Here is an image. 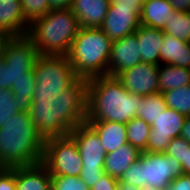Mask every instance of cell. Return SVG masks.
<instances>
[{
	"label": "cell",
	"mask_w": 190,
	"mask_h": 190,
	"mask_svg": "<svg viewBox=\"0 0 190 190\" xmlns=\"http://www.w3.org/2000/svg\"><path fill=\"white\" fill-rule=\"evenodd\" d=\"M140 4H143L145 1H148V0H137Z\"/></svg>",
	"instance_id": "ee69618b"
},
{
	"label": "cell",
	"mask_w": 190,
	"mask_h": 190,
	"mask_svg": "<svg viewBox=\"0 0 190 190\" xmlns=\"http://www.w3.org/2000/svg\"><path fill=\"white\" fill-rule=\"evenodd\" d=\"M9 67V89L23 78H56V67L45 61L27 37H11L2 54Z\"/></svg>",
	"instance_id": "8992f818"
},
{
	"label": "cell",
	"mask_w": 190,
	"mask_h": 190,
	"mask_svg": "<svg viewBox=\"0 0 190 190\" xmlns=\"http://www.w3.org/2000/svg\"><path fill=\"white\" fill-rule=\"evenodd\" d=\"M164 64L190 68V43L165 34L160 47V65Z\"/></svg>",
	"instance_id": "d6986e66"
},
{
	"label": "cell",
	"mask_w": 190,
	"mask_h": 190,
	"mask_svg": "<svg viewBox=\"0 0 190 190\" xmlns=\"http://www.w3.org/2000/svg\"><path fill=\"white\" fill-rule=\"evenodd\" d=\"M190 85V68L170 64L160 65L159 91L177 89Z\"/></svg>",
	"instance_id": "7402d4cb"
},
{
	"label": "cell",
	"mask_w": 190,
	"mask_h": 190,
	"mask_svg": "<svg viewBox=\"0 0 190 190\" xmlns=\"http://www.w3.org/2000/svg\"><path fill=\"white\" fill-rule=\"evenodd\" d=\"M20 1L0 0V29L11 37H22L28 33Z\"/></svg>",
	"instance_id": "2e32d148"
},
{
	"label": "cell",
	"mask_w": 190,
	"mask_h": 190,
	"mask_svg": "<svg viewBox=\"0 0 190 190\" xmlns=\"http://www.w3.org/2000/svg\"><path fill=\"white\" fill-rule=\"evenodd\" d=\"M184 174L190 175V149H186L185 163L182 164Z\"/></svg>",
	"instance_id": "60d3db41"
},
{
	"label": "cell",
	"mask_w": 190,
	"mask_h": 190,
	"mask_svg": "<svg viewBox=\"0 0 190 190\" xmlns=\"http://www.w3.org/2000/svg\"><path fill=\"white\" fill-rule=\"evenodd\" d=\"M117 186L118 179L105 173L91 188V190H117Z\"/></svg>",
	"instance_id": "d6a6232c"
},
{
	"label": "cell",
	"mask_w": 190,
	"mask_h": 190,
	"mask_svg": "<svg viewBox=\"0 0 190 190\" xmlns=\"http://www.w3.org/2000/svg\"><path fill=\"white\" fill-rule=\"evenodd\" d=\"M18 112L11 89L0 88V128Z\"/></svg>",
	"instance_id": "83f0119b"
},
{
	"label": "cell",
	"mask_w": 190,
	"mask_h": 190,
	"mask_svg": "<svg viewBox=\"0 0 190 190\" xmlns=\"http://www.w3.org/2000/svg\"><path fill=\"white\" fill-rule=\"evenodd\" d=\"M112 42L100 28L80 27L68 54L56 66L57 84L66 97L83 82L108 75Z\"/></svg>",
	"instance_id": "3957f363"
},
{
	"label": "cell",
	"mask_w": 190,
	"mask_h": 190,
	"mask_svg": "<svg viewBox=\"0 0 190 190\" xmlns=\"http://www.w3.org/2000/svg\"><path fill=\"white\" fill-rule=\"evenodd\" d=\"M60 112H18L0 128V167L42 162L44 141Z\"/></svg>",
	"instance_id": "7a4b0ae2"
},
{
	"label": "cell",
	"mask_w": 190,
	"mask_h": 190,
	"mask_svg": "<svg viewBox=\"0 0 190 190\" xmlns=\"http://www.w3.org/2000/svg\"><path fill=\"white\" fill-rule=\"evenodd\" d=\"M25 21L30 25L49 11L48 0H20Z\"/></svg>",
	"instance_id": "4316f807"
},
{
	"label": "cell",
	"mask_w": 190,
	"mask_h": 190,
	"mask_svg": "<svg viewBox=\"0 0 190 190\" xmlns=\"http://www.w3.org/2000/svg\"><path fill=\"white\" fill-rule=\"evenodd\" d=\"M84 121L98 134L106 154L127 143L126 124L111 121Z\"/></svg>",
	"instance_id": "ac0fdd59"
},
{
	"label": "cell",
	"mask_w": 190,
	"mask_h": 190,
	"mask_svg": "<svg viewBox=\"0 0 190 190\" xmlns=\"http://www.w3.org/2000/svg\"><path fill=\"white\" fill-rule=\"evenodd\" d=\"M186 149H190V143L179 136L172 139L165 154L175 158L182 165L185 163Z\"/></svg>",
	"instance_id": "f546056e"
},
{
	"label": "cell",
	"mask_w": 190,
	"mask_h": 190,
	"mask_svg": "<svg viewBox=\"0 0 190 190\" xmlns=\"http://www.w3.org/2000/svg\"><path fill=\"white\" fill-rule=\"evenodd\" d=\"M10 39L11 36L7 32L0 29V56H2L4 51V46Z\"/></svg>",
	"instance_id": "f35d334b"
},
{
	"label": "cell",
	"mask_w": 190,
	"mask_h": 190,
	"mask_svg": "<svg viewBox=\"0 0 190 190\" xmlns=\"http://www.w3.org/2000/svg\"><path fill=\"white\" fill-rule=\"evenodd\" d=\"M183 174L182 165L175 158L165 153L142 151L118 182L139 189L150 186L165 190L174 179Z\"/></svg>",
	"instance_id": "5b68a950"
},
{
	"label": "cell",
	"mask_w": 190,
	"mask_h": 190,
	"mask_svg": "<svg viewBox=\"0 0 190 190\" xmlns=\"http://www.w3.org/2000/svg\"><path fill=\"white\" fill-rule=\"evenodd\" d=\"M117 190H140L138 187H133L131 185L118 182Z\"/></svg>",
	"instance_id": "b9f144b4"
},
{
	"label": "cell",
	"mask_w": 190,
	"mask_h": 190,
	"mask_svg": "<svg viewBox=\"0 0 190 190\" xmlns=\"http://www.w3.org/2000/svg\"><path fill=\"white\" fill-rule=\"evenodd\" d=\"M42 163L50 175L79 177L82 171L78 145L57 121L46 134Z\"/></svg>",
	"instance_id": "ba28073f"
},
{
	"label": "cell",
	"mask_w": 190,
	"mask_h": 190,
	"mask_svg": "<svg viewBox=\"0 0 190 190\" xmlns=\"http://www.w3.org/2000/svg\"><path fill=\"white\" fill-rule=\"evenodd\" d=\"M104 174V168H82L79 178L91 189Z\"/></svg>",
	"instance_id": "1f68e13d"
},
{
	"label": "cell",
	"mask_w": 190,
	"mask_h": 190,
	"mask_svg": "<svg viewBox=\"0 0 190 190\" xmlns=\"http://www.w3.org/2000/svg\"><path fill=\"white\" fill-rule=\"evenodd\" d=\"M165 34L190 43V12L175 11L162 29Z\"/></svg>",
	"instance_id": "d4e9b609"
},
{
	"label": "cell",
	"mask_w": 190,
	"mask_h": 190,
	"mask_svg": "<svg viewBox=\"0 0 190 190\" xmlns=\"http://www.w3.org/2000/svg\"><path fill=\"white\" fill-rule=\"evenodd\" d=\"M140 190H163V189L153 188V187H150V186H144V187L141 188Z\"/></svg>",
	"instance_id": "7bdbcfd3"
},
{
	"label": "cell",
	"mask_w": 190,
	"mask_h": 190,
	"mask_svg": "<svg viewBox=\"0 0 190 190\" xmlns=\"http://www.w3.org/2000/svg\"><path fill=\"white\" fill-rule=\"evenodd\" d=\"M180 136L190 143V117L186 118Z\"/></svg>",
	"instance_id": "74e56055"
},
{
	"label": "cell",
	"mask_w": 190,
	"mask_h": 190,
	"mask_svg": "<svg viewBox=\"0 0 190 190\" xmlns=\"http://www.w3.org/2000/svg\"><path fill=\"white\" fill-rule=\"evenodd\" d=\"M141 62V52L137 35H127L112 42L108 61V75L116 77L126 69H130Z\"/></svg>",
	"instance_id": "4fadbf2b"
},
{
	"label": "cell",
	"mask_w": 190,
	"mask_h": 190,
	"mask_svg": "<svg viewBox=\"0 0 190 190\" xmlns=\"http://www.w3.org/2000/svg\"><path fill=\"white\" fill-rule=\"evenodd\" d=\"M165 109H167V105L163 93L161 91L155 92L148 96H142L136 117L152 125Z\"/></svg>",
	"instance_id": "603a6c76"
},
{
	"label": "cell",
	"mask_w": 190,
	"mask_h": 190,
	"mask_svg": "<svg viewBox=\"0 0 190 190\" xmlns=\"http://www.w3.org/2000/svg\"><path fill=\"white\" fill-rule=\"evenodd\" d=\"M165 190H190V175L183 174L179 176Z\"/></svg>",
	"instance_id": "836d02e7"
},
{
	"label": "cell",
	"mask_w": 190,
	"mask_h": 190,
	"mask_svg": "<svg viewBox=\"0 0 190 190\" xmlns=\"http://www.w3.org/2000/svg\"><path fill=\"white\" fill-rule=\"evenodd\" d=\"M141 7L133 5L110 4L100 29L112 40H119L135 33L140 24Z\"/></svg>",
	"instance_id": "8fae6325"
},
{
	"label": "cell",
	"mask_w": 190,
	"mask_h": 190,
	"mask_svg": "<svg viewBox=\"0 0 190 190\" xmlns=\"http://www.w3.org/2000/svg\"><path fill=\"white\" fill-rule=\"evenodd\" d=\"M141 52V62L160 65V47L164 39V31L141 25L136 31Z\"/></svg>",
	"instance_id": "e0dca14e"
},
{
	"label": "cell",
	"mask_w": 190,
	"mask_h": 190,
	"mask_svg": "<svg viewBox=\"0 0 190 190\" xmlns=\"http://www.w3.org/2000/svg\"><path fill=\"white\" fill-rule=\"evenodd\" d=\"M15 183L16 190H51V175L42 162L15 167Z\"/></svg>",
	"instance_id": "9a60e30c"
},
{
	"label": "cell",
	"mask_w": 190,
	"mask_h": 190,
	"mask_svg": "<svg viewBox=\"0 0 190 190\" xmlns=\"http://www.w3.org/2000/svg\"><path fill=\"white\" fill-rule=\"evenodd\" d=\"M11 91L19 112H61L67 105L57 78H23Z\"/></svg>",
	"instance_id": "52a82bcc"
},
{
	"label": "cell",
	"mask_w": 190,
	"mask_h": 190,
	"mask_svg": "<svg viewBox=\"0 0 190 190\" xmlns=\"http://www.w3.org/2000/svg\"><path fill=\"white\" fill-rule=\"evenodd\" d=\"M0 88L9 89V67L3 56H0Z\"/></svg>",
	"instance_id": "e575fe53"
},
{
	"label": "cell",
	"mask_w": 190,
	"mask_h": 190,
	"mask_svg": "<svg viewBox=\"0 0 190 190\" xmlns=\"http://www.w3.org/2000/svg\"><path fill=\"white\" fill-rule=\"evenodd\" d=\"M0 190H16L15 167H0Z\"/></svg>",
	"instance_id": "4dcf8cb0"
},
{
	"label": "cell",
	"mask_w": 190,
	"mask_h": 190,
	"mask_svg": "<svg viewBox=\"0 0 190 190\" xmlns=\"http://www.w3.org/2000/svg\"><path fill=\"white\" fill-rule=\"evenodd\" d=\"M140 154L141 151L129 143L120 146L117 150L106 154L104 172L119 179L126 169L140 157Z\"/></svg>",
	"instance_id": "ffe728a7"
},
{
	"label": "cell",
	"mask_w": 190,
	"mask_h": 190,
	"mask_svg": "<svg viewBox=\"0 0 190 190\" xmlns=\"http://www.w3.org/2000/svg\"><path fill=\"white\" fill-rule=\"evenodd\" d=\"M141 100V95L129 93L117 77L105 75L83 82L67 97V105L83 120L126 124L136 117Z\"/></svg>",
	"instance_id": "6da1fadb"
},
{
	"label": "cell",
	"mask_w": 190,
	"mask_h": 190,
	"mask_svg": "<svg viewBox=\"0 0 190 190\" xmlns=\"http://www.w3.org/2000/svg\"><path fill=\"white\" fill-rule=\"evenodd\" d=\"M79 29L78 19L69 8L52 9L29 25L26 36L40 56L56 67L68 54Z\"/></svg>",
	"instance_id": "277c9868"
},
{
	"label": "cell",
	"mask_w": 190,
	"mask_h": 190,
	"mask_svg": "<svg viewBox=\"0 0 190 190\" xmlns=\"http://www.w3.org/2000/svg\"><path fill=\"white\" fill-rule=\"evenodd\" d=\"M51 190H91L86 182L75 176L51 175Z\"/></svg>",
	"instance_id": "f1b7e54d"
},
{
	"label": "cell",
	"mask_w": 190,
	"mask_h": 190,
	"mask_svg": "<svg viewBox=\"0 0 190 190\" xmlns=\"http://www.w3.org/2000/svg\"><path fill=\"white\" fill-rule=\"evenodd\" d=\"M175 11L190 12V0H169Z\"/></svg>",
	"instance_id": "d590c367"
},
{
	"label": "cell",
	"mask_w": 190,
	"mask_h": 190,
	"mask_svg": "<svg viewBox=\"0 0 190 190\" xmlns=\"http://www.w3.org/2000/svg\"><path fill=\"white\" fill-rule=\"evenodd\" d=\"M151 125L140 118H133L126 123V140L130 145L138 148L141 152L147 151V141L150 136Z\"/></svg>",
	"instance_id": "cb8c5ba5"
},
{
	"label": "cell",
	"mask_w": 190,
	"mask_h": 190,
	"mask_svg": "<svg viewBox=\"0 0 190 190\" xmlns=\"http://www.w3.org/2000/svg\"><path fill=\"white\" fill-rule=\"evenodd\" d=\"M162 93L168 108L190 117V85L166 90Z\"/></svg>",
	"instance_id": "484cf974"
},
{
	"label": "cell",
	"mask_w": 190,
	"mask_h": 190,
	"mask_svg": "<svg viewBox=\"0 0 190 190\" xmlns=\"http://www.w3.org/2000/svg\"><path fill=\"white\" fill-rule=\"evenodd\" d=\"M73 0H48L49 9H65L70 8Z\"/></svg>",
	"instance_id": "8d00e7d4"
},
{
	"label": "cell",
	"mask_w": 190,
	"mask_h": 190,
	"mask_svg": "<svg viewBox=\"0 0 190 190\" xmlns=\"http://www.w3.org/2000/svg\"><path fill=\"white\" fill-rule=\"evenodd\" d=\"M109 6L110 0H73L69 9L77 17L80 27L100 28Z\"/></svg>",
	"instance_id": "5bb4252c"
},
{
	"label": "cell",
	"mask_w": 190,
	"mask_h": 190,
	"mask_svg": "<svg viewBox=\"0 0 190 190\" xmlns=\"http://www.w3.org/2000/svg\"><path fill=\"white\" fill-rule=\"evenodd\" d=\"M186 118L180 112L167 107L151 125L147 151L165 153L172 139L180 136Z\"/></svg>",
	"instance_id": "30bf717a"
},
{
	"label": "cell",
	"mask_w": 190,
	"mask_h": 190,
	"mask_svg": "<svg viewBox=\"0 0 190 190\" xmlns=\"http://www.w3.org/2000/svg\"><path fill=\"white\" fill-rule=\"evenodd\" d=\"M57 122L75 139L83 168H104L105 147L98 134L81 117L66 105Z\"/></svg>",
	"instance_id": "9c48e42d"
},
{
	"label": "cell",
	"mask_w": 190,
	"mask_h": 190,
	"mask_svg": "<svg viewBox=\"0 0 190 190\" xmlns=\"http://www.w3.org/2000/svg\"><path fill=\"white\" fill-rule=\"evenodd\" d=\"M171 16H174V8L169 0H148L142 4L140 24L163 29Z\"/></svg>",
	"instance_id": "44dd1931"
},
{
	"label": "cell",
	"mask_w": 190,
	"mask_h": 190,
	"mask_svg": "<svg viewBox=\"0 0 190 190\" xmlns=\"http://www.w3.org/2000/svg\"><path fill=\"white\" fill-rule=\"evenodd\" d=\"M110 4H125V5H133V7H142L137 0H110Z\"/></svg>",
	"instance_id": "ab89813d"
},
{
	"label": "cell",
	"mask_w": 190,
	"mask_h": 190,
	"mask_svg": "<svg viewBox=\"0 0 190 190\" xmlns=\"http://www.w3.org/2000/svg\"><path fill=\"white\" fill-rule=\"evenodd\" d=\"M159 69L160 65L140 62L116 77L129 93L148 96L159 92Z\"/></svg>",
	"instance_id": "7c38bea8"
}]
</instances>
